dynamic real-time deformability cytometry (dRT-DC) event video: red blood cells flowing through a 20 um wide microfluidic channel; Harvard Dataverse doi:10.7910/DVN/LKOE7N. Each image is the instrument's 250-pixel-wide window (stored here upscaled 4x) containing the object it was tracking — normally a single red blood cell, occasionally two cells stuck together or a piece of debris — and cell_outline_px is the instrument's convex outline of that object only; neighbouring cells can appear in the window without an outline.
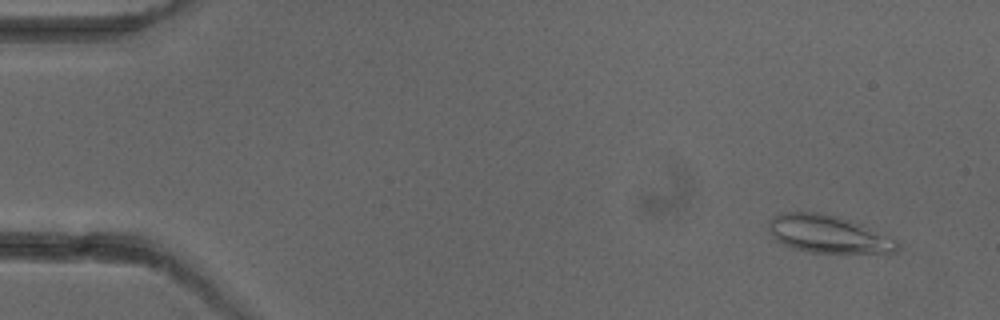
{"species": "common noctule bat (a hibernating species)", "species_latin": "Nyctalus noctula", "temperature_condition": "cold", "stored_images_in_passage": 5, "camera_frame_rate_fps": 3000, "um_per_image_px": 0.085, "animal": {"sex": "female"}, "frame": {"image": 1, "passage_image": 1, "time_ms": 0.0, "image_size_px": [1000, 320], "cell_outline_px": [[900, 244], [896, 252], [808, 252], [792, 248], [776, 240], [768, 232], [768, 220], [772, 216], [780, 212], [820, 212], [852, 220], [864, 224], [896, 240]], "centroid_in_image_um": [70.35, 19.87], "position_along_channel_um": 14.7, "area_um2": 28.38}}